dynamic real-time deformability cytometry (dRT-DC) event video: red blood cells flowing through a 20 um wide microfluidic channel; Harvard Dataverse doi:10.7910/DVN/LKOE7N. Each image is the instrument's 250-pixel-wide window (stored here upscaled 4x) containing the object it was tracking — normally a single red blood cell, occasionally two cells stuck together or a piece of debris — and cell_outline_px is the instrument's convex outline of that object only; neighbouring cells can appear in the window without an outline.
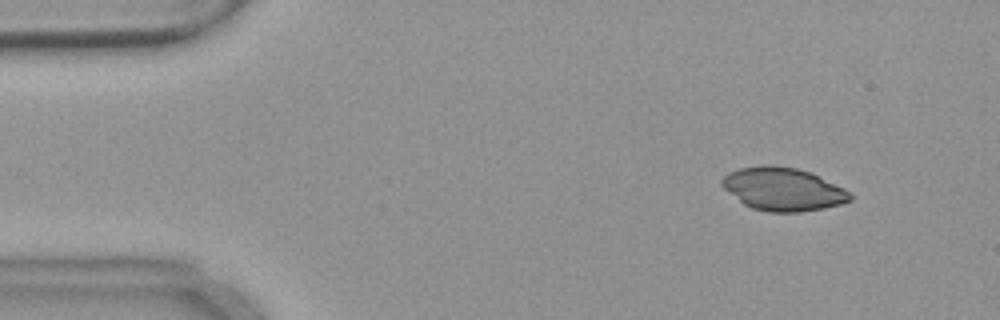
{"species": "common noctule bat (a hibernating species)", "species_latin": "Nyctalus noctula", "temperature_condition": "warm", "stored_images_in_passage": 54, "camera_frame_rate_fps": 3000, "um_per_image_px": 0.085, "animal": {"sex": "female", "body_mass_g": 18.4}, "frame": {"image": 1, "passage_image": 6, "time_ms": 1.667, "image_size_px": [1000, 320], "cell_outline_px": [[852, 200], [840, 204], [824, 208], [800, 212], [768, 212], [752, 208], [744, 204], [724, 188], [720, 184], [720, 180], [728, 172], [740, 168], [764, 164], [772, 164], [796, 168], [812, 172], [844, 188], [852, 196]], "centroid_in_image_um": [66.55, 16.06], "position_along_channel_um": 18.5, "area_um2": 32.31}}